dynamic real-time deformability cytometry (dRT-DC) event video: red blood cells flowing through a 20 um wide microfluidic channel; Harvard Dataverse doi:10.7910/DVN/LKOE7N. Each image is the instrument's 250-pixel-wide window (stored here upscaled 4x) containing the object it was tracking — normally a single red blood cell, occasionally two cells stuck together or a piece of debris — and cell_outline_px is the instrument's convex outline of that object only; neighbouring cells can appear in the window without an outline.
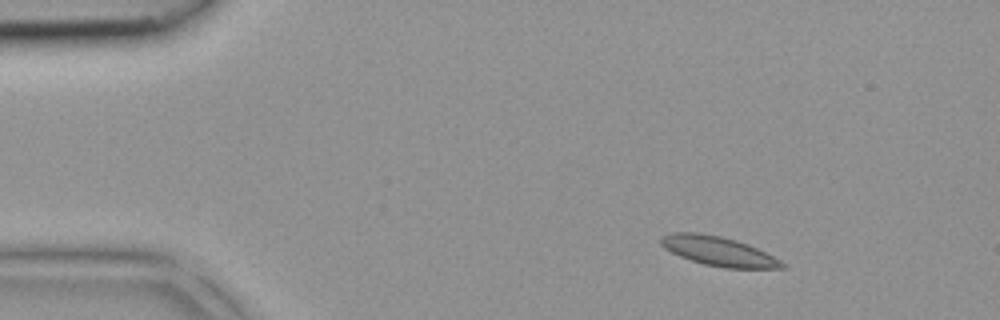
{"species": "common noctule bat (a hibernating species)", "species_latin": "Nyctalus noctula", "temperature_condition": "room temperature", "stored_images_in_passage": 36, "camera_frame_rate_fps": 3000, "um_per_image_px": 0.085, "animal": {"sex": "female", "body_mass_g": 18.4}, "frame": {"image": 1, "passage_image": 1, "time_ms": 0.0, "image_size_px": [1000, 320], "cell_outline_px": [[784, 268], [724, 268], [704, 264], [680, 256], [664, 248], [660, 244], [660, 240], [664, 236], [672, 232], [700, 232], [720, 236], [736, 240], [748, 244], [780, 260], [784, 264]], "centroid_in_image_um": [61.04, 21.34], "position_along_channel_um": 24.0, "area_um2": 20.46}}
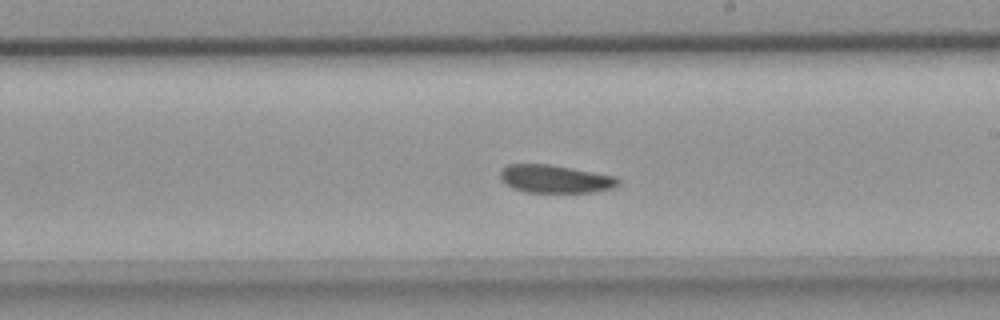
{"frame": {"image": 2, "passage_image": 19, "time_ms": 6.0, "image_size_px": [1000, 320], "cell_outline_px": [[620, 184], [612, 188], [588, 192], [524, 192], [512, 188], [500, 176], [500, 172], [508, 164], [548, 164], [572, 168], [616, 176], [620, 180]], "centroid_in_image_um": [47.21, 15.2], "position_along_channel_um": 241.8, "area_um2": 19.02}}
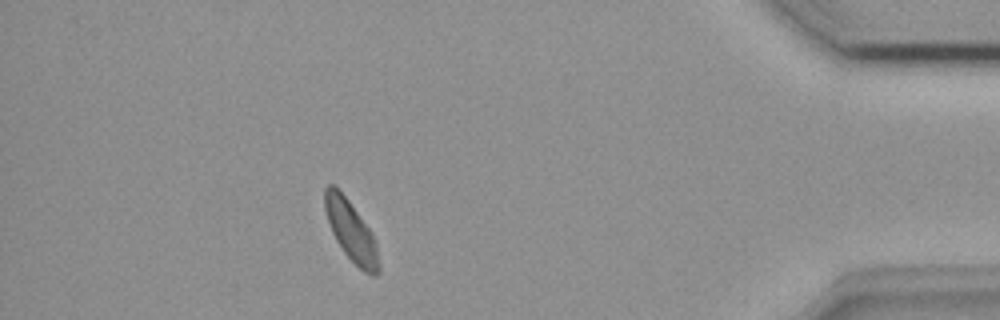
{"frame": {"image": 3, "passage_image": 32, "time_ms": 10.333, "image_size_px": [1000, 320], "cell_outline_px": [[380, 272], [376, 276], [372, 276], [364, 272], [344, 252], [336, 240], [332, 232], [324, 208], [324, 188], [328, 184], [336, 184], [372, 232], [376, 244], [380, 264]], "centroid_in_image_um": [29.84, 19.62], "position_along_channel_um": 405.4, "area_um2": 19.02}}